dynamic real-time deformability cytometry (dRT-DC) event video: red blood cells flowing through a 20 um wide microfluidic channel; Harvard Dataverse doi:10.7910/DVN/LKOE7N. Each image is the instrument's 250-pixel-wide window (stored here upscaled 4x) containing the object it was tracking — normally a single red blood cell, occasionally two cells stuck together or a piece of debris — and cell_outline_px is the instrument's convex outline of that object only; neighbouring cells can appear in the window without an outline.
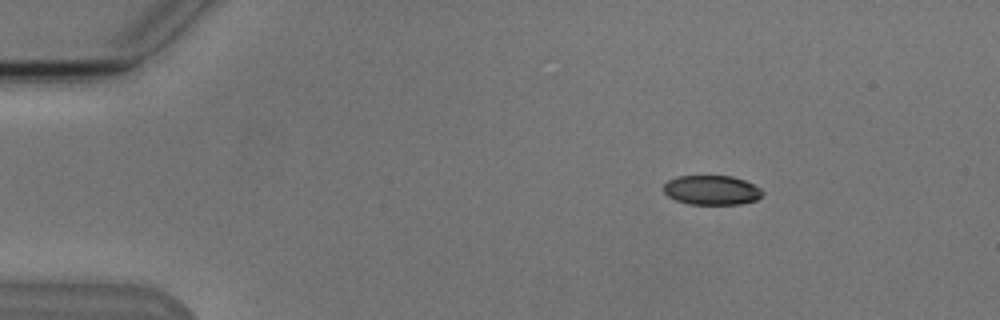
{"species": "Egyptian fruit bat (a non-hibernating species)", "species_latin": "Rousettus aegyptiacus", "temperature_condition": "cold", "stored_images_in_passage": 5, "camera_frame_rate_fps": 3000, "um_per_image_px": 0.085, "animal": {"sex": "male"}, "frame": {"image": 1, "passage_image": 3, "time_ms": 2.333, "image_size_px": [1000, 320], "cell_outline_px": [[764, 192], [756, 200], [740, 204], [692, 204], [676, 200], [668, 196], [664, 192], [664, 184], [668, 180], [676, 176], [732, 176], [744, 180], [760, 188]], "centroid_in_image_um": [60.48, 16.15], "position_along_channel_um": 24.5, "area_um2": 16.88}}